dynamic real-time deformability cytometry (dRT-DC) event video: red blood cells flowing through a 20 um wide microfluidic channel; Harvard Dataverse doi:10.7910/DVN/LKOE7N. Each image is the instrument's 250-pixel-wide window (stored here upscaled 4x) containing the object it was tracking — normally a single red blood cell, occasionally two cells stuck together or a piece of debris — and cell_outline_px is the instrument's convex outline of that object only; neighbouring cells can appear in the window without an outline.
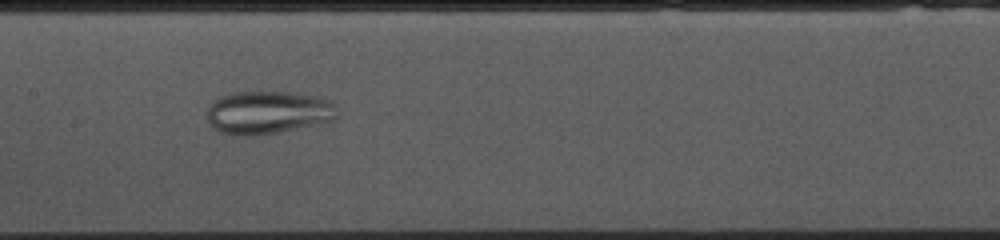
{"species": "common noctule bat (a hibernating species)", "species_latin": "Nyctalus noctula", "temperature_condition": "cold", "stored_images_in_passage": 52, "camera_frame_rate_fps": 3000, "um_per_image_px": 0.085, "animal": {"sex": "female", "body_mass_g": 10.0, "forearm_length_mm": 53.1}, "frame": {"image": 1, "passage_image": 24, "time_ms": 7.667, "image_size_px": [1000, 240], "cell_outline_px": [[336, 120], [280, 132], [248, 136], [220, 132], [212, 128], [208, 124], [208, 108], [212, 100], [220, 96], [232, 92], [292, 92], [316, 96], [332, 100], [336, 104]], "centroid_in_image_um": [22.78, 9.55], "position_along_channel_um": 184.6, "area_um2": 32.95}}
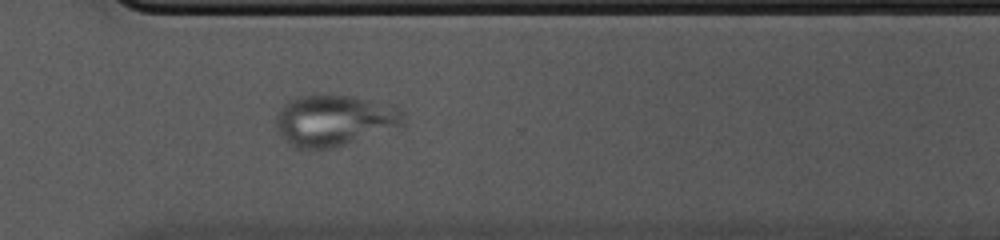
{"frame": {"image": 2, "passage_image": 37, "time_ms": 12.0, "image_size_px": [1000, 240], "cell_outline_px": [[408, 120], [400, 128], [332, 148], [296, 148], [284, 140], [276, 128], [276, 116], [280, 104], [288, 100], [300, 96], [352, 96], [396, 104], [404, 112]], "centroid_in_image_um": [28.49, 10.23], "position_along_channel_um": 342.1, "area_um2": 38.67}}
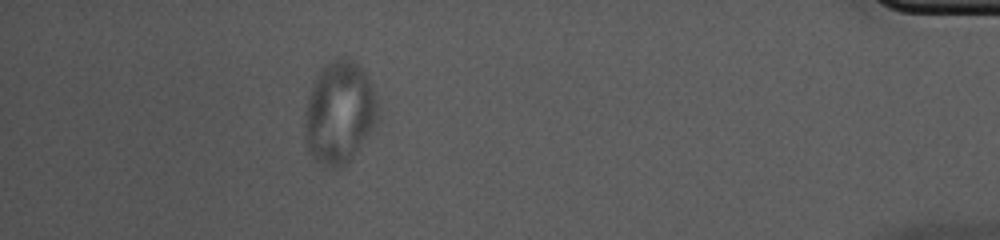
{"frame": {"image": 3, "passage_image": 47, "time_ms": 15.333, "image_size_px": [1000, 240], "cell_outline_px": [[380, 116], [376, 124], [352, 156], [340, 168], [328, 168], [312, 160], [308, 152], [304, 124], [308, 100], [320, 64], [336, 56], [344, 56], [356, 60], [364, 68], [372, 84], [376, 96]], "centroid_in_image_um": [28.86, 9.49], "position_along_channel_um": 406.3, "area_um2": 44.51}}